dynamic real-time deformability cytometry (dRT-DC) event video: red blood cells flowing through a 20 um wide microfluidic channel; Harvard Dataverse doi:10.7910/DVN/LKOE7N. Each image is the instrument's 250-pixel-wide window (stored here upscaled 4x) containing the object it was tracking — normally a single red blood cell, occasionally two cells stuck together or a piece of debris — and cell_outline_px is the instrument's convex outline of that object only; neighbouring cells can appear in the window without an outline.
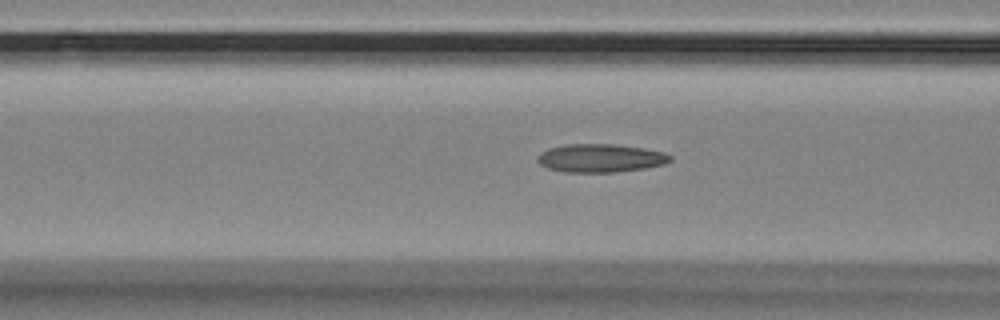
{"species": "Egyptian fruit bat (a non-hibernating species)", "species_latin": "Rousettus aegyptiacus", "temperature_condition": "room temperature", "stored_images_in_passage": 57, "camera_frame_rate_fps": 3000, "um_per_image_px": 0.085, "animal": {"sex": "female"}, "frame": {"image": 1, "passage_image": 22, "time_ms": 7.0, "image_size_px": [1000, 320], "cell_outline_px": [[672, 160], [664, 164], [644, 168], [616, 172], [564, 172], [548, 168], [540, 164], [536, 160], [536, 156], [540, 152], [548, 148], [568, 144], [612, 144], [644, 148], [664, 152], [672, 156]], "centroid_in_image_um": [51.02, 13.44], "position_along_channel_um": 115.6, "area_um2": 21.96}}
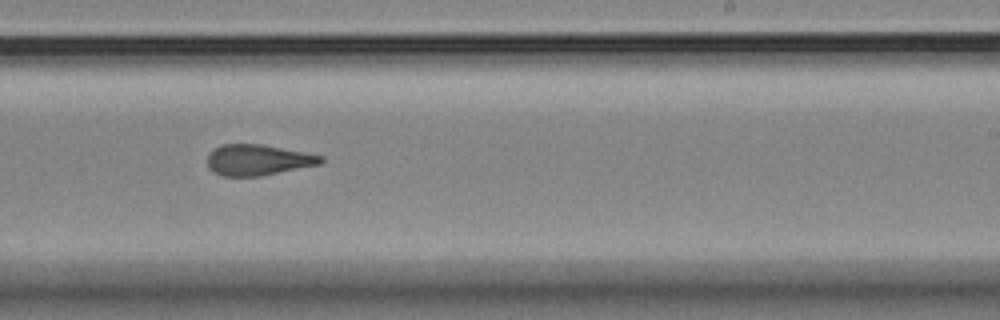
{"frame": {"image": 2, "passage_image": 35, "time_ms": 11.333, "image_size_px": [1000, 320], "cell_outline_px": [[324, 160], [320, 164], [260, 176], [224, 176], [212, 172], [208, 168], [208, 156], [220, 144], [260, 144], [304, 152], [324, 156]], "centroid_in_image_um": [21.92, 13.6], "position_along_channel_um": 267.1, "area_um2": 20.23}}
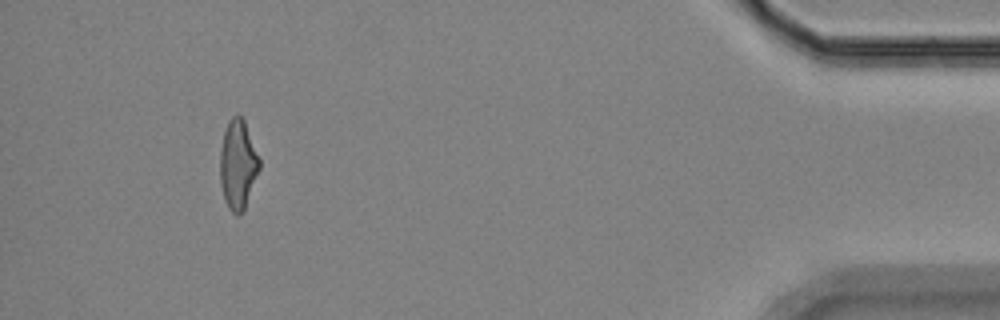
{"frame": {"image": 3, "passage_image": 53, "time_ms": 17.333, "image_size_px": [1000, 320], "cell_outline_px": [[260, 168], [244, 212], [240, 216], [236, 216], [228, 208], [224, 200], [220, 184], [220, 152], [224, 132], [228, 120], [232, 116], [240, 116], [244, 120], [260, 160]], "centroid_in_image_um": [20.22, 14.05], "position_along_channel_um": 415.0, "area_um2": 20.63}, "authors_computed_cell_mechanics": {"area_um2": 20.9814, "velocity_mm_per_s": 3.4919, "shape_relaxation_time_tau1_ms": null, "shape_relaxation_time_tau2_ms": 2.4639, "deformation_change_tau1": null, "deformation_change_tau2": 0.1293}}